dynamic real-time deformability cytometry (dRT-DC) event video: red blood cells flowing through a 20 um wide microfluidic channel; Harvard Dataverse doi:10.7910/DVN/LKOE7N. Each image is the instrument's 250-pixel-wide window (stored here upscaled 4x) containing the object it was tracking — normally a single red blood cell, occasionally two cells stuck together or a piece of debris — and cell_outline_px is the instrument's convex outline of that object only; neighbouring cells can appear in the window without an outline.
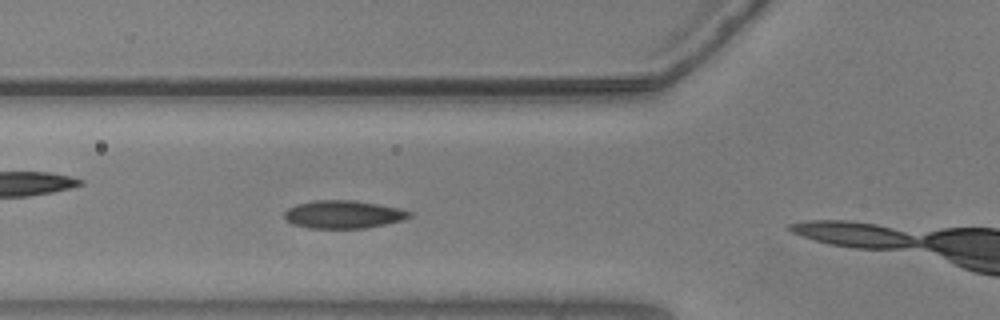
{"species": "common noctule bat (a hibernating species)", "species_latin": "Nyctalus noctula", "temperature_condition": "warm", "stored_images_in_passage": 6, "camera_frame_rate_fps": 3000, "um_per_image_px": 0.085, "animal": {"sex": "male", "body_mass_g": 20.5, "forearm_length_mm": 52.5}, "frame": {"image": 1, "passage_image": 5, "time_ms": 1.333, "image_size_px": [1000, 320], "cell_outline_px": [[412, 216], [404, 220], [364, 228], [308, 228], [292, 224], [284, 216], [284, 212], [288, 208], [296, 204], [316, 200], [352, 200], [380, 204], [400, 208], [412, 212]], "centroid_in_image_um": [29.2, 18.22], "position_along_channel_um": 96.6, "area_um2": 20.4}}